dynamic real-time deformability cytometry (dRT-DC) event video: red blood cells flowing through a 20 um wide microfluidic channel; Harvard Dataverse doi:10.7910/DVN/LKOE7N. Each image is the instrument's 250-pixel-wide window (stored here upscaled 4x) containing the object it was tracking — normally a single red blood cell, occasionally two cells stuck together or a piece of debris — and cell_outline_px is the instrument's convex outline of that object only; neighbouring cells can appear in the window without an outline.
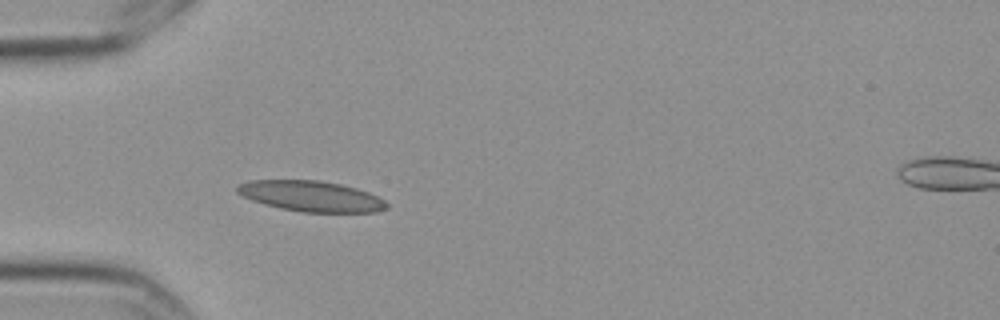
{"species": "Egyptian fruit bat (a non-hibernating species)", "species_latin": "Rousettus aegyptiacus", "temperature_condition": "cold", "stored_images_in_passage": 1, "camera_frame_rate_fps": 3000, "um_per_image_px": 0.085, "frame": {"image": 1, "passage_image": 1, "time_ms": 0.0, "image_size_px": [1000, 320], "cell_outline_px": [[388, 208], [376, 212], [300, 212], [280, 208], [264, 204], [252, 200], [236, 192], [236, 184], [248, 180], [320, 180], [340, 184], [356, 188], [368, 192], [384, 200], [388, 204]], "centroid_in_image_um": [26.42, 16.67], "position_along_channel_um": 58.6, "area_um2": 26.76}}